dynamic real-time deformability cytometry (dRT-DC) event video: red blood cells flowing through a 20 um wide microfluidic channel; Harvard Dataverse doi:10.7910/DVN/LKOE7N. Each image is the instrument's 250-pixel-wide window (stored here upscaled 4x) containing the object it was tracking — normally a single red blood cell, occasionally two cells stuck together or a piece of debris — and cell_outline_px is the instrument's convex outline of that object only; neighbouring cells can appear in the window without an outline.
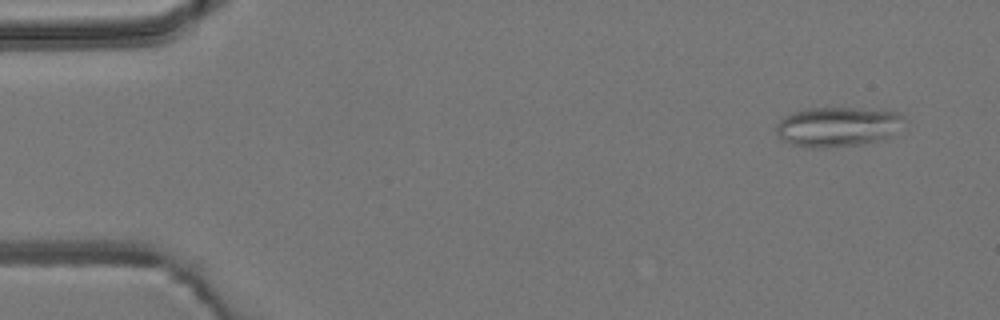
{"species": "common noctule bat (a hibernating species)", "species_latin": "Nyctalus noctula", "temperature_condition": "room temperature", "stored_images_in_passage": 5, "camera_frame_rate_fps": 3000, "um_per_image_px": 0.085, "animal": {"sex": "male", "body_mass_g": 19.2, "forearm_length_mm": 51.8}, "frame": {"image": 1, "passage_image": 1, "time_ms": 0.0, "image_size_px": [1000, 320], "cell_outline_px": [[904, 116], [888, 136], [876, 140], [860, 144], [824, 148], [812, 148], [792, 144], [784, 140], [776, 132], [776, 124], [784, 116], [792, 112], [808, 108], [852, 108], [900, 112]], "centroid_in_image_um": [71.09, 10.76], "position_along_channel_um": 13.9, "area_um2": 28.9}}